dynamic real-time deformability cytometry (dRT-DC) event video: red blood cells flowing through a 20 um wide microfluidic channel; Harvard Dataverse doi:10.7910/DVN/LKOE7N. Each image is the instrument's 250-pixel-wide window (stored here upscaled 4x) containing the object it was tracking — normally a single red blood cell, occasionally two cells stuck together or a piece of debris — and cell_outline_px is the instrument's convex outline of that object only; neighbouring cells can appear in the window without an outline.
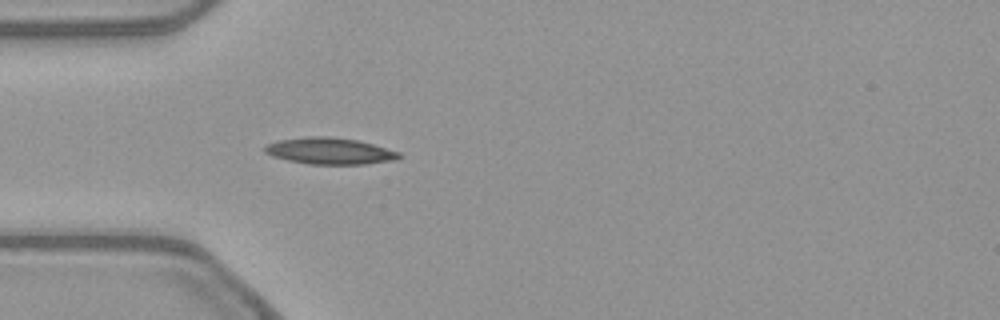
{"species": "common noctule bat (a hibernating species)", "species_latin": "Nyctalus noctula", "temperature_condition": "warm", "stored_images_in_passage": 38, "camera_frame_rate_fps": 3000, "um_per_image_px": 0.085, "animal": {"sex": "female", "body_mass_g": 21.9}, "frame": {"image": 1, "passage_image": 1, "time_ms": 0.0, "image_size_px": [1000, 320], "cell_outline_px": [[396, 156], [380, 160], [348, 164], [324, 164], [296, 160], [280, 156], [272, 152], [268, 148], [272, 144], [292, 140], [348, 140], [368, 144], [392, 152]], "centroid_in_image_um": [28.04, 12.88], "position_along_channel_um": 57.0, "area_um2": 16.42}}
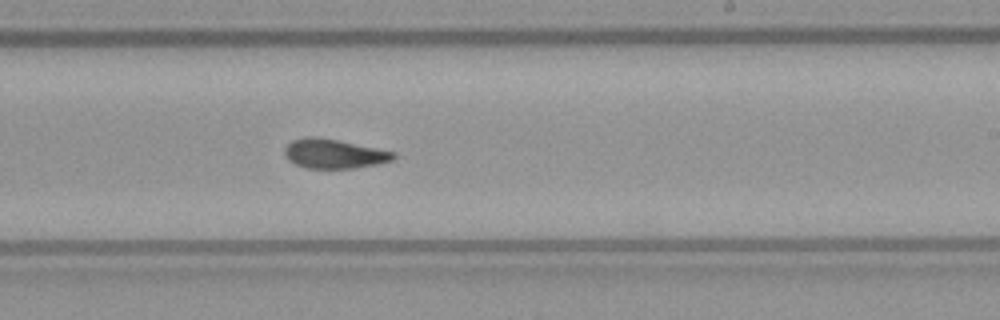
{"frame": {"image": 2, "passage_image": 17, "time_ms": 5.333, "image_size_px": [1000, 320], "cell_outline_px": [[392, 156], [384, 160], [360, 164], [332, 168], [324, 168], [304, 164], [296, 160], [288, 152], [288, 148], [292, 144], [300, 140], [328, 140], [388, 152]], "centroid_in_image_um": [28.37, 13.08], "position_along_channel_um": 260.6, "area_um2": 14.39}}
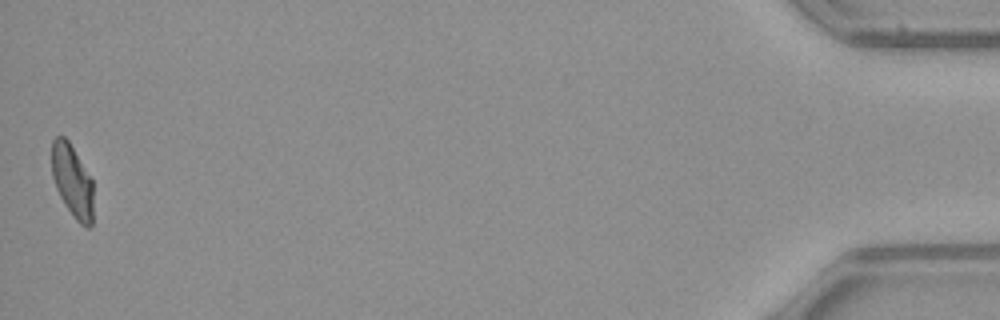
{"frame": {"image": 3, "passage_image": 38, "time_ms": 12.333, "image_size_px": [1000, 320], "cell_outline_px": [[92, 220], [88, 224], [84, 224], [72, 212], [64, 200], [56, 184], [52, 168], [52, 144], [60, 136], [72, 148], [92, 180]], "centroid_in_image_um": [6.16, 15.34], "position_along_channel_um": 429.0, "area_um2": 15.78}, "authors_computed_cell_mechanics": {"area_um2": 15.1725, "velocity_mm_per_s": 3.8693, "shape_relaxation_time_tau1_ms": null, "shape_relaxation_time_tau2_ms": 7.6513, "deformation_change_tau1": null, "deformation_change_tau2": 0.1489}}